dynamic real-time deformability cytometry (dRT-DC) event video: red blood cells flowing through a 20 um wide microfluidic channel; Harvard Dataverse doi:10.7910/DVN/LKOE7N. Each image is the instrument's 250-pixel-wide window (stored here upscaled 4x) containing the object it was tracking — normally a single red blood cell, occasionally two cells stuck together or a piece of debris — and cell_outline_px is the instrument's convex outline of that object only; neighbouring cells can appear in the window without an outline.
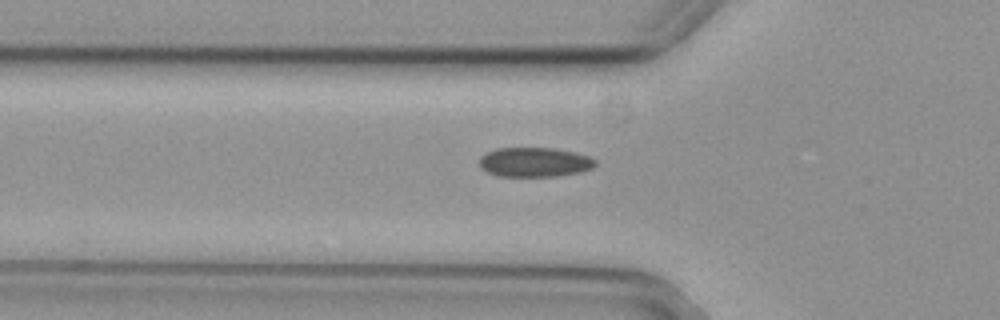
{"species": "common noctule bat (a hibernating species)", "species_latin": "Nyctalus noctula", "temperature_condition": "cold", "stored_images_in_passage": 34, "camera_frame_rate_fps": 3000, "um_per_image_px": 0.085, "animal": {"sex": "female", "body_mass_g": 29.2, "forearm_length_mm": 56.3}, "frame": {"image": 1, "passage_image": 3, "time_ms": 0.667, "image_size_px": [1000, 320], "cell_outline_px": [[596, 164], [592, 168], [580, 172], [556, 176], [500, 176], [488, 172], [480, 168], [480, 156], [496, 148], [552, 148], [572, 152], [588, 156], [596, 160]], "centroid_in_image_um": [45.42, 13.78], "position_along_channel_um": 80.4, "area_um2": 19.77}}
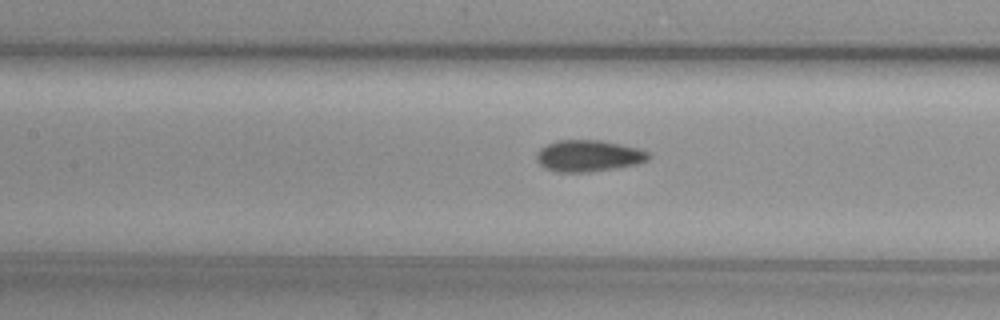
{"frame": {"image": 2, "passage_image": 9, "time_ms": 2.667, "image_size_px": [1000, 320], "cell_outline_px": [[652, 156], [648, 160], [636, 164], [616, 168], [592, 172], [556, 172], [544, 168], [536, 160], [536, 152], [540, 148], [556, 140], [600, 140], [640, 148], [648, 152]], "centroid_in_image_um": [50.02, 13.25], "position_along_channel_um": 157.4, "area_um2": 20.81}}
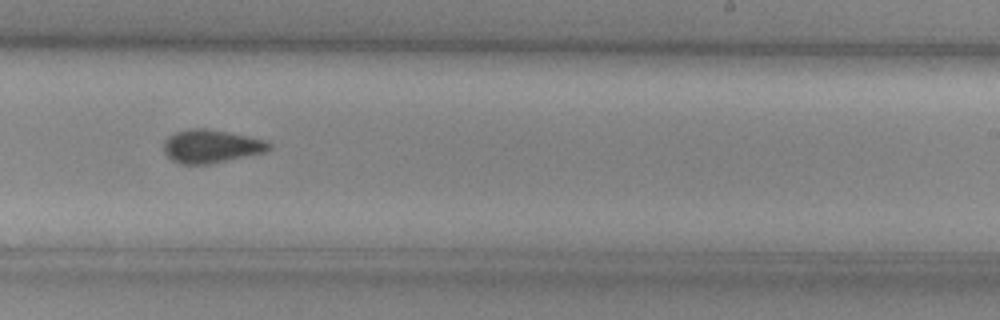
{"frame": {"image": 3, "passage_image": 18, "time_ms": 5.667, "image_size_px": [1000, 320], "cell_outline_px": [[272, 148], [264, 152], [212, 164], [180, 164], [172, 160], [164, 152], [164, 140], [168, 136], [176, 132], [188, 128], [208, 128], [248, 136], [264, 140], [272, 144]], "centroid_in_image_um": [17.94, 12.43], "position_along_channel_um": 271.1, "area_um2": 20.52}}